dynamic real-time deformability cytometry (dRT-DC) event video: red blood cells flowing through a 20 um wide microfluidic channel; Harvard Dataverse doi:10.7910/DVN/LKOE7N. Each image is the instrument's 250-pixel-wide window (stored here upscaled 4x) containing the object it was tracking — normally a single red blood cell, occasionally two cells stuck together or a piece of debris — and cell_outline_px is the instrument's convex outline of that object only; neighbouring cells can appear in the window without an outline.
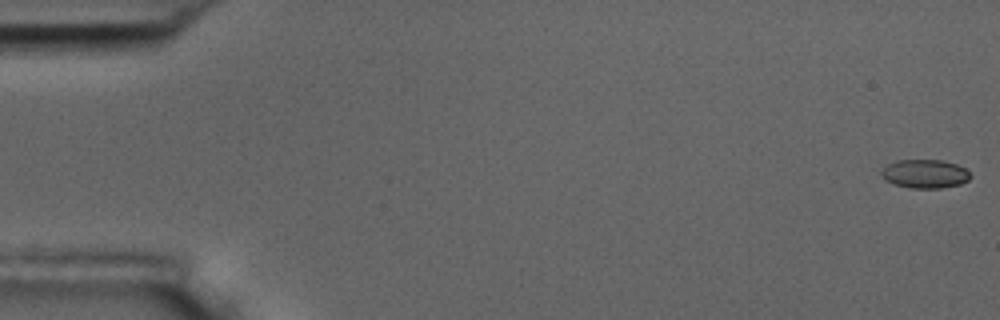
{"species": "common noctule bat (a hibernating species)", "species_latin": "Nyctalus noctula", "temperature_condition": "room temperature", "stored_images_in_passage": 5, "camera_frame_rate_fps": 3000, "um_per_image_px": 0.085, "animal": {"sex": "male", "body_mass_g": 17.5, "forearm_length_mm": 52.3}, "frame": {"image": 1, "passage_image": 1, "time_ms": 0.0, "image_size_px": [1000, 320], "cell_outline_px": [[972, 176], [968, 180], [960, 184], [940, 188], [908, 188], [884, 180], [880, 172], [888, 164], [896, 160], [940, 160], [956, 164], [964, 168]], "centroid_in_image_um": [78.6, 14.78], "position_along_channel_um": 6.4, "area_um2": 14.8}}
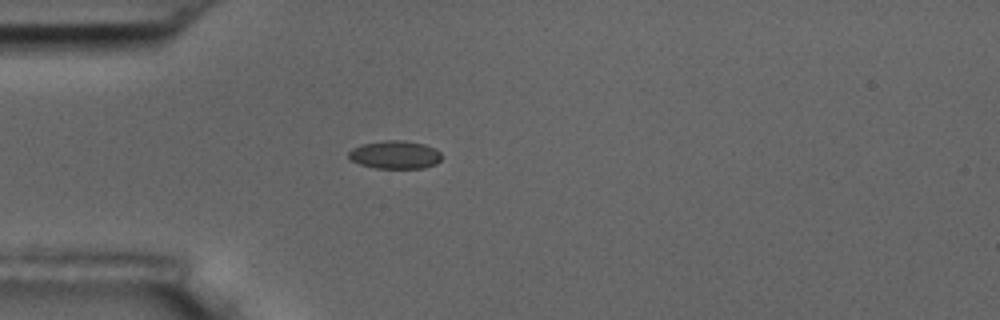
{"frame": {"image": 2, "passage_image": 5, "time_ms": 5.0, "image_size_px": [1000, 320], "cell_outline_px": [[440, 160], [436, 164], [424, 168], [376, 168], [360, 164], [352, 160], [348, 156], [348, 152], [352, 148], [360, 144], [384, 140], [404, 140], [424, 144], [436, 148], [440, 152]], "centroid_in_image_um": [33.57, 13.14], "position_along_channel_um": 51.4, "area_um2": 15.32}}